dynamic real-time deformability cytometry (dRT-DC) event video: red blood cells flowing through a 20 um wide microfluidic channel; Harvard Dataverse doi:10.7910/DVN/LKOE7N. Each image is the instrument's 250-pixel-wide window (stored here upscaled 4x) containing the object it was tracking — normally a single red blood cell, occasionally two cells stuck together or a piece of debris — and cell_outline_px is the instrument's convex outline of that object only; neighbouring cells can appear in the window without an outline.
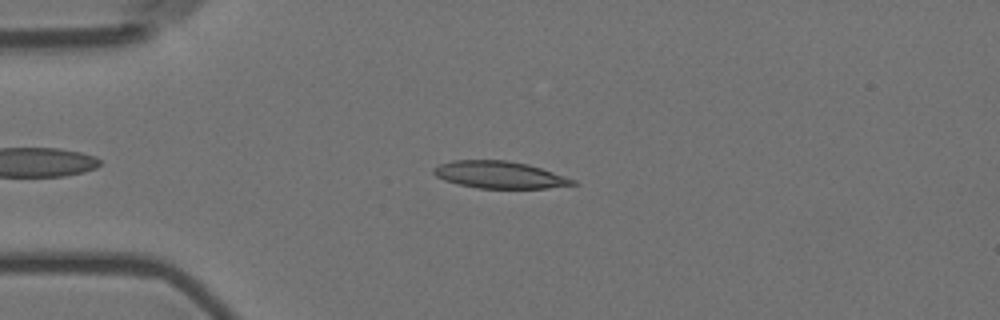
{"species": "Egyptian fruit bat (a non-hibernating species)", "species_latin": "Rousettus aegyptiacus", "temperature_condition": "room temperature", "stored_images_in_passage": 49, "camera_frame_rate_fps": 3000, "um_per_image_px": 0.085, "animal": {"sex": "female"}, "frame": {"image": 1, "passage_image": 11, "time_ms": 3.333, "image_size_px": [1000, 320], "cell_outline_px": [[580, 184], [548, 188], [480, 188], [460, 184], [444, 180], [436, 176], [432, 172], [432, 168], [440, 164], [452, 160], [508, 160], [528, 164], [576, 180]], "centroid_in_image_um": [42.46, 14.85], "position_along_channel_um": 42.5, "area_um2": 21.91}}
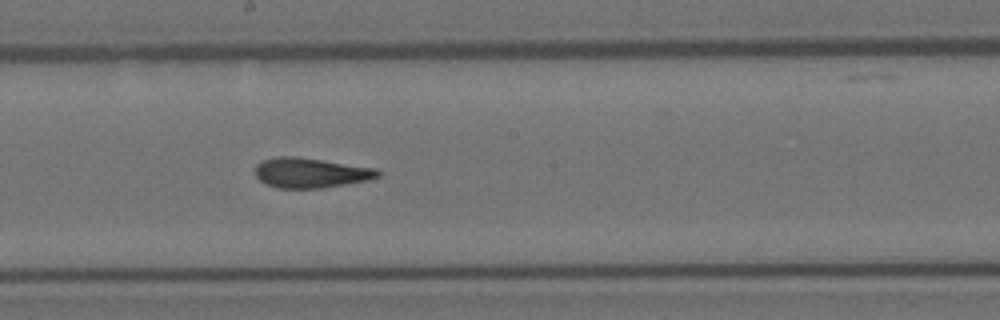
{"frame": {"image": 2, "passage_image": 28, "time_ms": 9.0, "image_size_px": [1000, 320], "cell_outline_px": [[384, 172], [380, 176], [372, 180], [324, 188], [276, 188], [260, 180], [256, 176], [256, 164], [264, 160], [276, 156], [296, 156], [376, 168]], "centroid_in_image_um": [26.48, 14.69], "position_along_channel_um": 221.7, "area_um2": 21.68}}
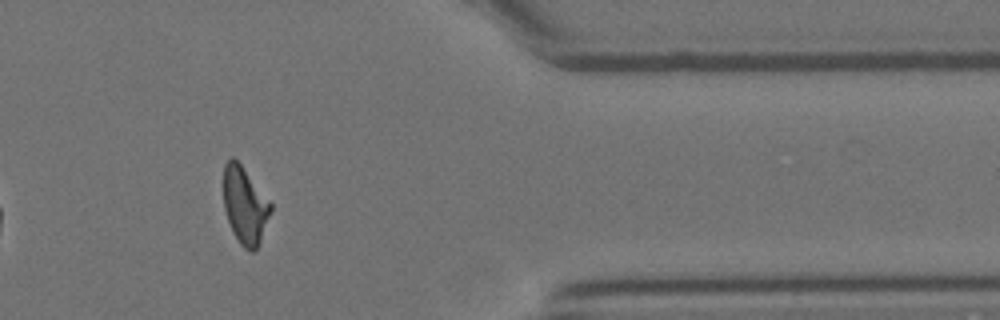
{"frame": {"image": 3, "passage_image": 44, "time_ms": 14.333, "image_size_px": [1000, 320], "cell_outline_px": [[272, 208], [260, 240], [256, 248], [252, 252], [244, 248], [240, 244], [232, 232], [224, 208], [224, 164], [232, 156], [240, 164], [272, 204]], "centroid_in_image_um": [20.8, 17.46], "position_along_channel_um": 390.6, "area_um2": 20.69}, "authors_computed_cell_mechanics": {"area_um2": 21.5594, "velocity_mm_per_s": 3.5781, "shape_relaxation_time_tau1_ms": null, "shape_relaxation_time_tau2_ms": 2.4249, "deformation_change_tau1": null, "deformation_change_tau2": 0.1163}}